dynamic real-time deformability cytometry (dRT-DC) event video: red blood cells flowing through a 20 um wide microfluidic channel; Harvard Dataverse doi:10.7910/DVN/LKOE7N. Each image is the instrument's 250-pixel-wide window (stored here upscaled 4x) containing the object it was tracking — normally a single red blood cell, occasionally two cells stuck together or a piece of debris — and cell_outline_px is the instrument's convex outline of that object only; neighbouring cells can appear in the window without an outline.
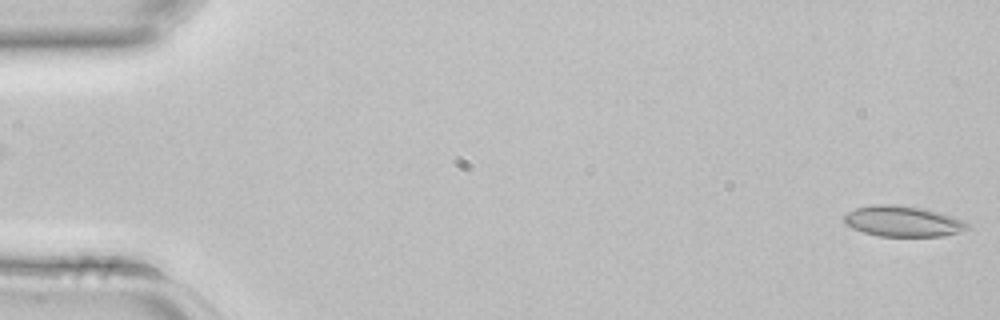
{"species": "common noctule bat (a hibernating species)", "species_latin": "Nyctalus noctula", "temperature_condition": "room temperature", "stored_images_in_passage": 2, "camera_frame_rate_fps": 3000, "um_per_image_px": 0.085, "animal": {"sex": "female", "body_mass_g": 22.7, "forearm_length_mm": 54.2}, "frame": {"image": 1, "passage_image": 2, "time_ms": 0.333, "image_size_px": [1000, 320], "cell_outline_px": [[968, 228], [956, 232], [940, 236], [880, 236], [864, 232], [852, 228], [844, 220], [844, 216], [848, 212], [856, 208], [872, 204], [896, 204], [920, 208], [952, 216], [964, 220], [968, 224]], "centroid_in_image_um": [76.71, 18.8], "position_along_channel_um": 8.3, "area_um2": 21.68}}